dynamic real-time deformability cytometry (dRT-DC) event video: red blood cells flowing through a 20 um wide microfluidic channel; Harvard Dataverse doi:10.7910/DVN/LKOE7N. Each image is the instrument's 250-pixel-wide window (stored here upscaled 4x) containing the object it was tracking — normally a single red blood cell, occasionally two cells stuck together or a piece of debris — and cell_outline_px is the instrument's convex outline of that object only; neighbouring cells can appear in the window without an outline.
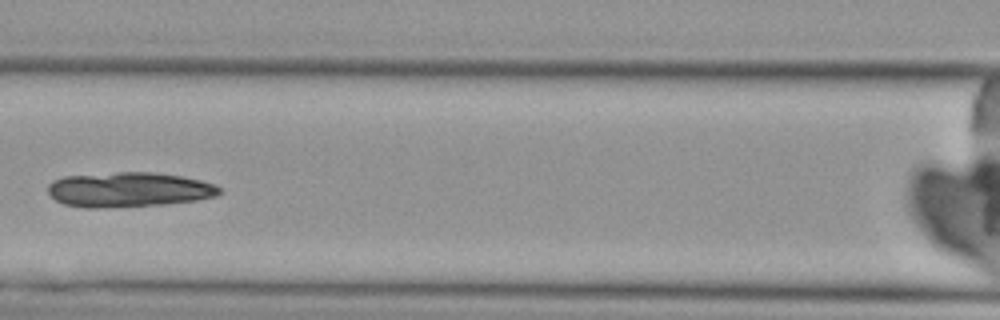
{"species": "Egyptian fruit bat (a non-hibernating species)", "species_latin": "Rousettus aegyptiacus", "temperature_condition": "cold", "stored_images_in_passage": 5, "camera_frame_rate_fps": 3000, "um_per_image_px": 0.085, "animal": {"sex": "female"}, "frame": {"image": 1, "passage_image": 5, "time_ms": 4.667, "image_size_px": [1000, 320], "cell_outline_px": [[220, 192], [216, 196], [196, 200], [164, 204], [96, 208], [88, 208], [64, 204], [56, 200], [48, 192], [48, 184], [52, 180], [64, 176], [116, 172], [152, 172], [180, 176], [200, 180], [216, 184], [220, 188]], "centroid_in_image_um": [10.93, 16.11], "position_along_channel_um": 155.7, "area_um2": 34.74}}